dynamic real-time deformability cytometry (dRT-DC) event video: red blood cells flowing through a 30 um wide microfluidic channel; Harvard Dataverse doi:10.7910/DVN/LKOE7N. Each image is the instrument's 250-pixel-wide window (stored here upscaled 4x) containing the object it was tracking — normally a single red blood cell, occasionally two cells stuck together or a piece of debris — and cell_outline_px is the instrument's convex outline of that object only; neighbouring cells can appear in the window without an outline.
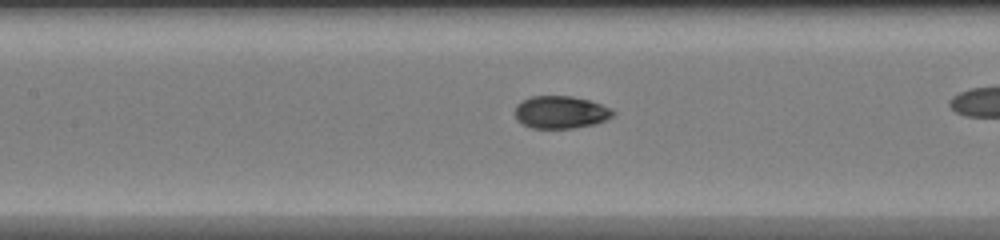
{"species": "common noctule bat (a hibernating species)", "species_latin": "Nyctalus noctula", "temperature_condition": "warm", "stored_images_in_passage": 36, "camera_frame_rate_fps": 3000, "um_per_image_px": 0.085, "animal": {"sex": "female", "body_mass_g": 20.0, "forearm_length_mm": 54.0}, "frame": {"image": 1, "passage_image": 21, "time_ms": 6.667, "image_size_px": [1000, 240], "cell_outline_px": [[616, 116], [596, 124], [572, 128], [532, 128], [516, 120], [516, 104], [532, 96], [572, 96], [588, 100], [612, 108], [616, 112]], "centroid_in_image_um": [47.71, 9.54], "position_along_channel_um": 159.7, "area_um2": 18.67}}